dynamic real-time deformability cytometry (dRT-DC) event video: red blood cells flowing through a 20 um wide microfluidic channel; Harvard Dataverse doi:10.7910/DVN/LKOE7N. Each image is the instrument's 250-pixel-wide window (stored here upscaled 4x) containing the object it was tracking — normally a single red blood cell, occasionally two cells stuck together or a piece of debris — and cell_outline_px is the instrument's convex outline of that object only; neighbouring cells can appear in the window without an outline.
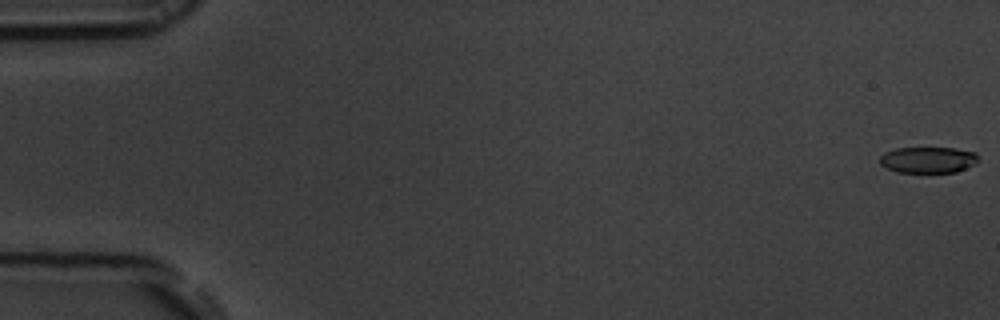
{"species": "common noctule bat (a hibernating species)", "species_latin": "Nyctalus noctula", "temperature_condition": "room temperature", "stored_images_in_passage": 12, "camera_frame_rate_fps": 3000, "um_per_image_px": 0.085, "animal": {"sex": "male", "body_mass_g": 19.5, "forearm_length_mm": 54.6}, "frame": {"image": 1, "passage_image": 1, "time_ms": 0.0, "image_size_px": [1000, 320], "cell_outline_px": [[980, 160], [976, 164], [956, 172], [896, 172], [880, 164], [880, 156], [884, 152], [896, 148], [956, 148], [976, 152]], "centroid_in_image_um": [78.92, 13.58], "position_along_channel_um": 6.1, "area_um2": 15.14}}